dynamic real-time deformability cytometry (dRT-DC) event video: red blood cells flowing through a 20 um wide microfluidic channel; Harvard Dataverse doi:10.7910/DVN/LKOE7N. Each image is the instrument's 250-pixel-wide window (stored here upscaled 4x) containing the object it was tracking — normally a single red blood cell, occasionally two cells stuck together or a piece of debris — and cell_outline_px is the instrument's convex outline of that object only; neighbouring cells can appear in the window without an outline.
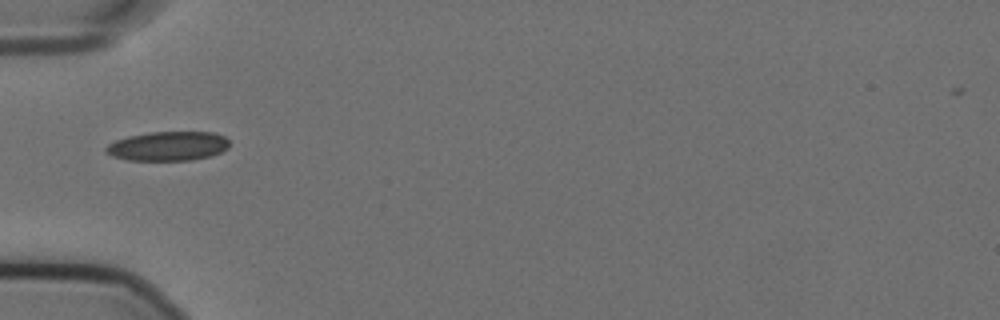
{"species": "Egyptian fruit bat (a non-hibernating species)", "species_latin": "Rousettus aegyptiacus", "temperature_condition": "cold", "stored_images_in_passage": 39, "camera_frame_rate_fps": 3000, "um_per_image_px": 0.085, "animal": {"sex": "female"}, "frame": {"image": 1, "passage_image": 1, "time_ms": 0.0, "image_size_px": [1000, 320], "cell_outline_px": [[228, 148], [212, 156], [192, 160], [128, 160], [112, 156], [104, 152], [104, 148], [108, 144], [116, 140], [128, 136], [148, 132], [212, 132], [224, 136], [228, 140]], "centroid_in_image_um": [14.26, 12.42], "position_along_channel_um": 70.7, "area_um2": 21.15}}
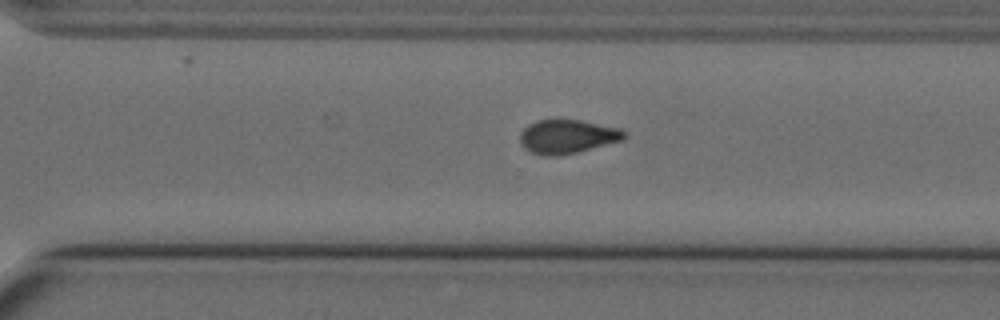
{"frame": {"image": 2, "passage_image": 22, "time_ms": 7.0, "image_size_px": [1000, 320], "cell_outline_px": [[624, 140], [560, 156], [544, 156], [532, 152], [524, 148], [520, 144], [520, 132], [528, 124], [536, 120], [556, 116], [580, 120], [620, 128], [624, 132]], "centroid_in_image_um": [48.16, 11.56], "position_along_channel_um": 322.4, "area_um2": 21.15}}
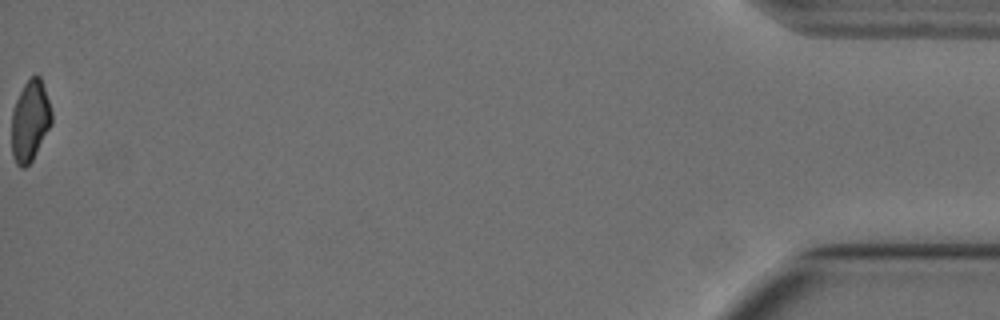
{"frame": {"image": 3, "passage_image": 39, "time_ms": 12.667, "image_size_px": [1000, 320], "cell_outline_px": [[52, 124], [32, 160], [24, 168], [20, 168], [16, 164], [12, 156], [12, 112], [16, 100], [24, 84], [32, 76], [40, 76], [52, 112]], "centroid_in_image_um": [2.55, 10.31], "position_along_channel_um": 432.6, "area_um2": 18.73}, "authors_computed_cell_mechanics": {"area_um2": 20.808, "velocity_mm_per_s": 3.5926, "shape_relaxation_time_tau1_ms": 10.448, "shape_relaxation_time_tau2_ms": 3.8165, "deformation_change_tau1": 0.1903, "deformation_change_tau2": 0.0813}}